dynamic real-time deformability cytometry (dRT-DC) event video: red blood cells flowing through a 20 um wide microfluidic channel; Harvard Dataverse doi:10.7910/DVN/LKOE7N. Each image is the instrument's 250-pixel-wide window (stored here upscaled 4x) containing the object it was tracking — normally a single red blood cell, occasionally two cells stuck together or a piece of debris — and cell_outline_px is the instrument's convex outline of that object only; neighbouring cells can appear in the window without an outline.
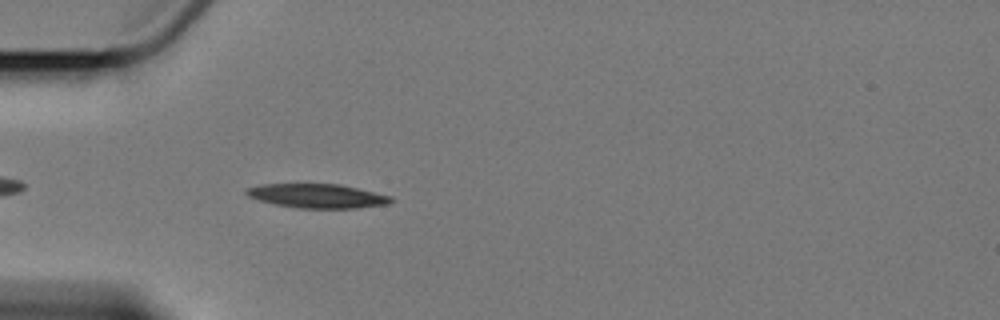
{"species": "Egyptian fruit bat (a non-hibernating species)", "species_latin": "Rousettus aegyptiacus", "temperature_condition": "cold", "stored_images_in_passage": 5, "camera_frame_rate_fps": 3000, "um_per_image_px": 0.085, "animal": {"sex": "female"}, "frame": {"image": 1, "passage_image": 5, "time_ms": 4.667, "image_size_px": [1000, 320], "cell_outline_px": [[396, 200], [388, 204], [356, 208], [300, 208], [276, 204], [260, 200], [248, 196], [244, 192], [248, 188], [260, 184], [340, 184], [392, 196]], "centroid_in_image_um": [27.02, 16.65], "position_along_channel_um": 58.0, "area_um2": 20.23}}